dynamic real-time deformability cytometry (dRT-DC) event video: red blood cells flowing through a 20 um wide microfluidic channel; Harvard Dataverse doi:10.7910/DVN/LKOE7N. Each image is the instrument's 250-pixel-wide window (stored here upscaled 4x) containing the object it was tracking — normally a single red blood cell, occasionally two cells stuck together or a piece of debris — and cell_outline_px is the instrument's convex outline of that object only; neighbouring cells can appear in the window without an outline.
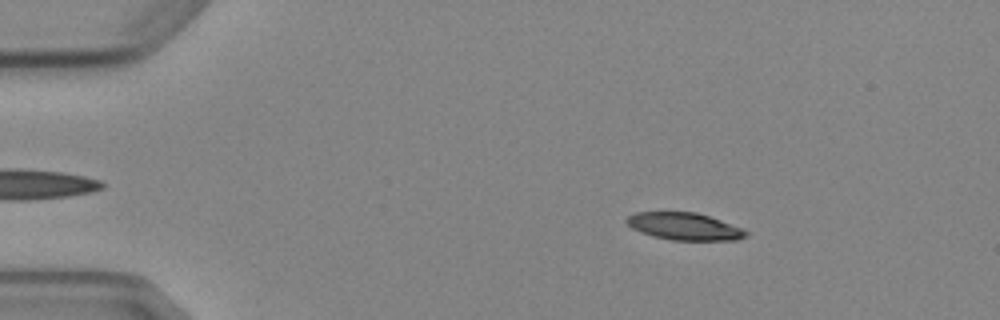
{"species": "Egyptian fruit bat (a non-hibernating species)", "species_latin": "Rousettus aegyptiacus", "temperature_condition": "cold", "stored_images_in_passage": 4, "camera_frame_rate_fps": 3000, "um_per_image_px": 0.085, "animal": {"sex": "female"}, "frame": {"image": 1, "passage_image": 2, "time_ms": 1.0, "image_size_px": [1000, 320], "cell_outline_px": [[748, 236], [736, 240], [672, 240], [652, 236], [640, 232], [632, 228], [624, 220], [628, 216], [636, 212], [696, 212], [720, 220], [740, 228], [748, 232]], "centroid_in_image_um": [58.14, 19.25], "position_along_channel_um": 26.9, "area_um2": 18.84}}